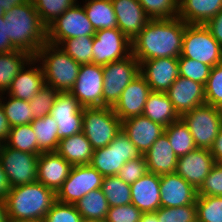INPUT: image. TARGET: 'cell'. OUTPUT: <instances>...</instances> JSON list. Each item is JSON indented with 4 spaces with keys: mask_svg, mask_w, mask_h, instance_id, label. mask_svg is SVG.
Masks as SVG:
<instances>
[{
    "mask_svg": "<svg viewBox=\"0 0 222 222\" xmlns=\"http://www.w3.org/2000/svg\"><path fill=\"white\" fill-rule=\"evenodd\" d=\"M184 33L185 22L179 17L150 19L132 40V54L139 63L155 58H178Z\"/></svg>",
    "mask_w": 222,
    "mask_h": 222,
    "instance_id": "obj_1",
    "label": "cell"
},
{
    "mask_svg": "<svg viewBox=\"0 0 222 222\" xmlns=\"http://www.w3.org/2000/svg\"><path fill=\"white\" fill-rule=\"evenodd\" d=\"M4 19L13 47L35 57L47 42V27L42 23L32 0L13 6L4 14Z\"/></svg>",
    "mask_w": 222,
    "mask_h": 222,
    "instance_id": "obj_2",
    "label": "cell"
},
{
    "mask_svg": "<svg viewBox=\"0 0 222 222\" xmlns=\"http://www.w3.org/2000/svg\"><path fill=\"white\" fill-rule=\"evenodd\" d=\"M56 201V193L40 182L11 188L5 200L8 220L43 222Z\"/></svg>",
    "mask_w": 222,
    "mask_h": 222,
    "instance_id": "obj_3",
    "label": "cell"
},
{
    "mask_svg": "<svg viewBox=\"0 0 222 222\" xmlns=\"http://www.w3.org/2000/svg\"><path fill=\"white\" fill-rule=\"evenodd\" d=\"M34 58L41 62L46 85L58 92H70L73 89L81 65L58 45L46 42Z\"/></svg>",
    "mask_w": 222,
    "mask_h": 222,
    "instance_id": "obj_4",
    "label": "cell"
},
{
    "mask_svg": "<svg viewBox=\"0 0 222 222\" xmlns=\"http://www.w3.org/2000/svg\"><path fill=\"white\" fill-rule=\"evenodd\" d=\"M121 130L122 121L112 107L83 108L82 132L94 150L109 145Z\"/></svg>",
    "mask_w": 222,
    "mask_h": 222,
    "instance_id": "obj_5",
    "label": "cell"
},
{
    "mask_svg": "<svg viewBox=\"0 0 222 222\" xmlns=\"http://www.w3.org/2000/svg\"><path fill=\"white\" fill-rule=\"evenodd\" d=\"M181 56L214 67L222 63V46L204 24H186Z\"/></svg>",
    "mask_w": 222,
    "mask_h": 222,
    "instance_id": "obj_6",
    "label": "cell"
},
{
    "mask_svg": "<svg viewBox=\"0 0 222 222\" xmlns=\"http://www.w3.org/2000/svg\"><path fill=\"white\" fill-rule=\"evenodd\" d=\"M180 118L192 134L196 147L210 150L222 127V109L204 104Z\"/></svg>",
    "mask_w": 222,
    "mask_h": 222,
    "instance_id": "obj_7",
    "label": "cell"
},
{
    "mask_svg": "<svg viewBox=\"0 0 222 222\" xmlns=\"http://www.w3.org/2000/svg\"><path fill=\"white\" fill-rule=\"evenodd\" d=\"M141 156L139 149L121 130L109 145L94 150L90 165L104 177L113 176L126 162Z\"/></svg>",
    "mask_w": 222,
    "mask_h": 222,
    "instance_id": "obj_8",
    "label": "cell"
},
{
    "mask_svg": "<svg viewBox=\"0 0 222 222\" xmlns=\"http://www.w3.org/2000/svg\"><path fill=\"white\" fill-rule=\"evenodd\" d=\"M103 68V106L113 107L125 87L140 74V63L134 55L108 63Z\"/></svg>",
    "mask_w": 222,
    "mask_h": 222,
    "instance_id": "obj_9",
    "label": "cell"
},
{
    "mask_svg": "<svg viewBox=\"0 0 222 222\" xmlns=\"http://www.w3.org/2000/svg\"><path fill=\"white\" fill-rule=\"evenodd\" d=\"M96 33L84 8L77 2L47 27V42L60 45L64 40Z\"/></svg>",
    "mask_w": 222,
    "mask_h": 222,
    "instance_id": "obj_10",
    "label": "cell"
},
{
    "mask_svg": "<svg viewBox=\"0 0 222 222\" xmlns=\"http://www.w3.org/2000/svg\"><path fill=\"white\" fill-rule=\"evenodd\" d=\"M38 157V154L21 152L3 144L0 162L11 188L37 182Z\"/></svg>",
    "mask_w": 222,
    "mask_h": 222,
    "instance_id": "obj_11",
    "label": "cell"
},
{
    "mask_svg": "<svg viewBox=\"0 0 222 222\" xmlns=\"http://www.w3.org/2000/svg\"><path fill=\"white\" fill-rule=\"evenodd\" d=\"M104 176L91 165L72 166L69 176L56 193V200L75 204L90 191L100 189Z\"/></svg>",
    "mask_w": 222,
    "mask_h": 222,
    "instance_id": "obj_12",
    "label": "cell"
},
{
    "mask_svg": "<svg viewBox=\"0 0 222 222\" xmlns=\"http://www.w3.org/2000/svg\"><path fill=\"white\" fill-rule=\"evenodd\" d=\"M92 49V63L103 66L130 56L132 42L118 28L100 29L94 34Z\"/></svg>",
    "mask_w": 222,
    "mask_h": 222,
    "instance_id": "obj_13",
    "label": "cell"
},
{
    "mask_svg": "<svg viewBox=\"0 0 222 222\" xmlns=\"http://www.w3.org/2000/svg\"><path fill=\"white\" fill-rule=\"evenodd\" d=\"M70 93L84 107H103V68L94 63L80 66Z\"/></svg>",
    "mask_w": 222,
    "mask_h": 222,
    "instance_id": "obj_14",
    "label": "cell"
},
{
    "mask_svg": "<svg viewBox=\"0 0 222 222\" xmlns=\"http://www.w3.org/2000/svg\"><path fill=\"white\" fill-rule=\"evenodd\" d=\"M50 115L57 122L59 140L82 132L83 107L70 92H58Z\"/></svg>",
    "mask_w": 222,
    "mask_h": 222,
    "instance_id": "obj_15",
    "label": "cell"
},
{
    "mask_svg": "<svg viewBox=\"0 0 222 222\" xmlns=\"http://www.w3.org/2000/svg\"><path fill=\"white\" fill-rule=\"evenodd\" d=\"M140 75L153 92H166L179 77L178 58L165 57L140 63Z\"/></svg>",
    "mask_w": 222,
    "mask_h": 222,
    "instance_id": "obj_16",
    "label": "cell"
},
{
    "mask_svg": "<svg viewBox=\"0 0 222 222\" xmlns=\"http://www.w3.org/2000/svg\"><path fill=\"white\" fill-rule=\"evenodd\" d=\"M214 164L210 150L196 148L178 158L175 172L198 190Z\"/></svg>",
    "mask_w": 222,
    "mask_h": 222,
    "instance_id": "obj_17",
    "label": "cell"
},
{
    "mask_svg": "<svg viewBox=\"0 0 222 222\" xmlns=\"http://www.w3.org/2000/svg\"><path fill=\"white\" fill-rule=\"evenodd\" d=\"M151 92L147 81L139 74L125 87L119 100L112 107L115 115L121 121L142 115Z\"/></svg>",
    "mask_w": 222,
    "mask_h": 222,
    "instance_id": "obj_18",
    "label": "cell"
},
{
    "mask_svg": "<svg viewBox=\"0 0 222 222\" xmlns=\"http://www.w3.org/2000/svg\"><path fill=\"white\" fill-rule=\"evenodd\" d=\"M166 94L180 117L206 104L204 85L181 76L175 80Z\"/></svg>",
    "mask_w": 222,
    "mask_h": 222,
    "instance_id": "obj_19",
    "label": "cell"
},
{
    "mask_svg": "<svg viewBox=\"0 0 222 222\" xmlns=\"http://www.w3.org/2000/svg\"><path fill=\"white\" fill-rule=\"evenodd\" d=\"M161 207L194 204L197 190L176 172L160 175Z\"/></svg>",
    "mask_w": 222,
    "mask_h": 222,
    "instance_id": "obj_20",
    "label": "cell"
},
{
    "mask_svg": "<svg viewBox=\"0 0 222 222\" xmlns=\"http://www.w3.org/2000/svg\"><path fill=\"white\" fill-rule=\"evenodd\" d=\"M117 19V28L132 42L150 18L138 0H111Z\"/></svg>",
    "mask_w": 222,
    "mask_h": 222,
    "instance_id": "obj_21",
    "label": "cell"
},
{
    "mask_svg": "<svg viewBox=\"0 0 222 222\" xmlns=\"http://www.w3.org/2000/svg\"><path fill=\"white\" fill-rule=\"evenodd\" d=\"M165 127L140 115L122 121V131L145 155L152 144L164 133Z\"/></svg>",
    "mask_w": 222,
    "mask_h": 222,
    "instance_id": "obj_22",
    "label": "cell"
},
{
    "mask_svg": "<svg viewBox=\"0 0 222 222\" xmlns=\"http://www.w3.org/2000/svg\"><path fill=\"white\" fill-rule=\"evenodd\" d=\"M71 168L72 165L56 151L41 153L37 161V182L57 193L69 176Z\"/></svg>",
    "mask_w": 222,
    "mask_h": 222,
    "instance_id": "obj_23",
    "label": "cell"
},
{
    "mask_svg": "<svg viewBox=\"0 0 222 222\" xmlns=\"http://www.w3.org/2000/svg\"><path fill=\"white\" fill-rule=\"evenodd\" d=\"M36 63H38V61L33 57L13 79L9 90L2 95L7 94L21 100H31L45 85L41 64L39 66V63L38 65H36ZM29 65L32 66L30 67Z\"/></svg>",
    "mask_w": 222,
    "mask_h": 222,
    "instance_id": "obj_24",
    "label": "cell"
},
{
    "mask_svg": "<svg viewBox=\"0 0 222 222\" xmlns=\"http://www.w3.org/2000/svg\"><path fill=\"white\" fill-rule=\"evenodd\" d=\"M130 187L131 203L142 213L155 212L161 207L160 175L148 172L130 184Z\"/></svg>",
    "mask_w": 222,
    "mask_h": 222,
    "instance_id": "obj_25",
    "label": "cell"
},
{
    "mask_svg": "<svg viewBox=\"0 0 222 222\" xmlns=\"http://www.w3.org/2000/svg\"><path fill=\"white\" fill-rule=\"evenodd\" d=\"M144 156L149 173L163 175L176 171L178 157L165 133L152 144Z\"/></svg>",
    "mask_w": 222,
    "mask_h": 222,
    "instance_id": "obj_26",
    "label": "cell"
},
{
    "mask_svg": "<svg viewBox=\"0 0 222 222\" xmlns=\"http://www.w3.org/2000/svg\"><path fill=\"white\" fill-rule=\"evenodd\" d=\"M222 9V0H179L178 16L186 24H206Z\"/></svg>",
    "mask_w": 222,
    "mask_h": 222,
    "instance_id": "obj_27",
    "label": "cell"
},
{
    "mask_svg": "<svg viewBox=\"0 0 222 222\" xmlns=\"http://www.w3.org/2000/svg\"><path fill=\"white\" fill-rule=\"evenodd\" d=\"M56 152L72 166L90 165L94 149L84 133L80 132L61 139Z\"/></svg>",
    "mask_w": 222,
    "mask_h": 222,
    "instance_id": "obj_28",
    "label": "cell"
},
{
    "mask_svg": "<svg viewBox=\"0 0 222 222\" xmlns=\"http://www.w3.org/2000/svg\"><path fill=\"white\" fill-rule=\"evenodd\" d=\"M143 116L164 127L180 119L166 92H151L146 100Z\"/></svg>",
    "mask_w": 222,
    "mask_h": 222,
    "instance_id": "obj_29",
    "label": "cell"
},
{
    "mask_svg": "<svg viewBox=\"0 0 222 222\" xmlns=\"http://www.w3.org/2000/svg\"><path fill=\"white\" fill-rule=\"evenodd\" d=\"M32 58V55L21 50L0 53V94L9 90L13 79Z\"/></svg>",
    "mask_w": 222,
    "mask_h": 222,
    "instance_id": "obj_30",
    "label": "cell"
},
{
    "mask_svg": "<svg viewBox=\"0 0 222 222\" xmlns=\"http://www.w3.org/2000/svg\"><path fill=\"white\" fill-rule=\"evenodd\" d=\"M84 11L95 31L117 28V19L111 0H85Z\"/></svg>",
    "mask_w": 222,
    "mask_h": 222,
    "instance_id": "obj_31",
    "label": "cell"
},
{
    "mask_svg": "<svg viewBox=\"0 0 222 222\" xmlns=\"http://www.w3.org/2000/svg\"><path fill=\"white\" fill-rule=\"evenodd\" d=\"M75 206L83 220L99 221L106 220L110 208L101 188L90 191L77 201Z\"/></svg>",
    "mask_w": 222,
    "mask_h": 222,
    "instance_id": "obj_32",
    "label": "cell"
},
{
    "mask_svg": "<svg viewBox=\"0 0 222 222\" xmlns=\"http://www.w3.org/2000/svg\"><path fill=\"white\" fill-rule=\"evenodd\" d=\"M31 125L36 135L39 150L42 153L57 151L60 140L57 137L58 125L55 119L49 114L35 118Z\"/></svg>",
    "mask_w": 222,
    "mask_h": 222,
    "instance_id": "obj_33",
    "label": "cell"
},
{
    "mask_svg": "<svg viewBox=\"0 0 222 222\" xmlns=\"http://www.w3.org/2000/svg\"><path fill=\"white\" fill-rule=\"evenodd\" d=\"M164 133L178 158L197 148L192 134L181 118L165 127Z\"/></svg>",
    "mask_w": 222,
    "mask_h": 222,
    "instance_id": "obj_34",
    "label": "cell"
},
{
    "mask_svg": "<svg viewBox=\"0 0 222 222\" xmlns=\"http://www.w3.org/2000/svg\"><path fill=\"white\" fill-rule=\"evenodd\" d=\"M8 147L21 152L40 155L36 135L31 124L17 125L10 128L8 139L4 142Z\"/></svg>",
    "mask_w": 222,
    "mask_h": 222,
    "instance_id": "obj_35",
    "label": "cell"
},
{
    "mask_svg": "<svg viewBox=\"0 0 222 222\" xmlns=\"http://www.w3.org/2000/svg\"><path fill=\"white\" fill-rule=\"evenodd\" d=\"M101 189L110 207L131 204L130 184L117 175L104 177Z\"/></svg>",
    "mask_w": 222,
    "mask_h": 222,
    "instance_id": "obj_36",
    "label": "cell"
},
{
    "mask_svg": "<svg viewBox=\"0 0 222 222\" xmlns=\"http://www.w3.org/2000/svg\"><path fill=\"white\" fill-rule=\"evenodd\" d=\"M8 96V101L0 94V103L5 112L10 127L24 124H31L33 121L30 104L27 100H21ZM4 100V101H3ZM6 101V102H5Z\"/></svg>",
    "mask_w": 222,
    "mask_h": 222,
    "instance_id": "obj_37",
    "label": "cell"
},
{
    "mask_svg": "<svg viewBox=\"0 0 222 222\" xmlns=\"http://www.w3.org/2000/svg\"><path fill=\"white\" fill-rule=\"evenodd\" d=\"M94 36H79L64 40L59 47L78 64H90L93 61Z\"/></svg>",
    "mask_w": 222,
    "mask_h": 222,
    "instance_id": "obj_38",
    "label": "cell"
},
{
    "mask_svg": "<svg viewBox=\"0 0 222 222\" xmlns=\"http://www.w3.org/2000/svg\"><path fill=\"white\" fill-rule=\"evenodd\" d=\"M42 23L48 27L61 16L67 9L73 7L77 0H32Z\"/></svg>",
    "mask_w": 222,
    "mask_h": 222,
    "instance_id": "obj_39",
    "label": "cell"
},
{
    "mask_svg": "<svg viewBox=\"0 0 222 222\" xmlns=\"http://www.w3.org/2000/svg\"><path fill=\"white\" fill-rule=\"evenodd\" d=\"M196 216L200 222H222V196H197Z\"/></svg>",
    "mask_w": 222,
    "mask_h": 222,
    "instance_id": "obj_40",
    "label": "cell"
},
{
    "mask_svg": "<svg viewBox=\"0 0 222 222\" xmlns=\"http://www.w3.org/2000/svg\"><path fill=\"white\" fill-rule=\"evenodd\" d=\"M179 0H138L150 19H170L178 16Z\"/></svg>",
    "mask_w": 222,
    "mask_h": 222,
    "instance_id": "obj_41",
    "label": "cell"
},
{
    "mask_svg": "<svg viewBox=\"0 0 222 222\" xmlns=\"http://www.w3.org/2000/svg\"><path fill=\"white\" fill-rule=\"evenodd\" d=\"M178 65L179 76L199 82L205 86L210 75L211 66L181 55L178 57Z\"/></svg>",
    "mask_w": 222,
    "mask_h": 222,
    "instance_id": "obj_42",
    "label": "cell"
},
{
    "mask_svg": "<svg viewBox=\"0 0 222 222\" xmlns=\"http://www.w3.org/2000/svg\"><path fill=\"white\" fill-rule=\"evenodd\" d=\"M158 222H194L196 216V204L178 207H160L155 211Z\"/></svg>",
    "mask_w": 222,
    "mask_h": 222,
    "instance_id": "obj_43",
    "label": "cell"
},
{
    "mask_svg": "<svg viewBox=\"0 0 222 222\" xmlns=\"http://www.w3.org/2000/svg\"><path fill=\"white\" fill-rule=\"evenodd\" d=\"M57 94V90L45 84L42 89L28 101L32 111L33 120L50 114V110L55 102Z\"/></svg>",
    "mask_w": 222,
    "mask_h": 222,
    "instance_id": "obj_44",
    "label": "cell"
},
{
    "mask_svg": "<svg viewBox=\"0 0 222 222\" xmlns=\"http://www.w3.org/2000/svg\"><path fill=\"white\" fill-rule=\"evenodd\" d=\"M204 87L206 104L222 109V63L211 68Z\"/></svg>",
    "mask_w": 222,
    "mask_h": 222,
    "instance_id": "obj_45",
    "label": "cell"
},
{
    "mask_svg": "<svg viewBox=\"0 0 222 222\" xmlns=\"http://www.w3.org/2000/svg\"><path fill=\"white\" fill-rule=\"evenodd\" d=\"M83 219L75 204L55 201L43 222H82Z\"/></svg>",
    "mask_w": 222,
    "mask_h": 222,
    "instance_id": "obj_46",
    "label": "cell"
},
{
    "mask_svg": "<svg viewBox=\"0 0 222 222\" xmlns=\"http://www.w3.org/2000/svg\"><path fill=\"white\" fill-rule=\"evenodd\" d=\"M197 196H222V163H215L203 184L197 190Z\"/></svg>",
    "mask_w": 222,
    "mask_h": 222,
    "instance_id": "obj_47",
    "label": "cell"
},
{
    "mask_svg": "<svg viewBox=\"0 0 222 222\" xmlns=\"http://www.w3.org/2000/svg\"><path fill=\"white\" fill-rule=\"evenodd\" d=\"M146 173H148L146 159L142 155L126 162L117 173V176L125 183L132 184Z\"/></svg>",
    "mask_w": 222,
    "mask_h": 222,
    "instance_id": "obj_48",
    "label": "cell"
},
{
    "mask_svg": "<svg viewBox=\"0 0 222 222\" xmlns=\"http://www.w3.org/2000/svg\"><path fill=\"white\" fill-rule=\"evenodd\" d=\"M142 212L132 203L110 207L105 222H139Z\"/></svg>",
    "mask_w": 222,
    "mask_h": 222,
    "instance_id": "obj_49",
    "label": "cell"
},
{
    "mask_svg": "<svg viewBox=\"0 0 222 222\" xmlns=\"http://www.w3.org/2000/svg\"><path fill=\"white\" fill-rule=\"evenodd\" d=\"M205 26L210 30L213 38L222 46V9Z\"/></svg>",
    "mask_w": 222,
    "mask_h": 222,
    "instance_id": "obj_50",
    "label": "cell"
},
{
    "mask_svg": "<svg viewBox=\"0 0 222 222\" xmlns=\"http://www.w3.org/2000/svg\"><path fill=\"white\" fill-rule=\"evenodd\" d=\"M10 39L8 38L7 23L4 16L0 17V53L15 51Z\"/></svg>",
    "mask_w": 222,
    "mask_h": 222,
    "instance_id": "obj_51",
    "label": "cell"
},
{
    "mask_svg": "<svg viewBox=\"0 0 222 222\" xmlns=\"http://www.w3.org/2000/svg\"><path fill=\"white\" fill-rule=\"evenodd\" d=\"M210 152L215 160V163H222V127L214 140Z\"/></svg>",
    "mask_w": 222,
    "mask_h": 222,
    "instance_id": "obj_52",
    "label": "cell"
},
{
    "mask_svg": "<svg viewBox=\"0 0 222 222\" xmlns=\"http://www.w3.org/2000/svg\"><path fill=\"white\" fill-rule=\"evenodd\" d=\"M10 190L11 186L0 162V199L5 201Z\"/></svg>",
    "mask_w": 222,
    "mask_h": 222,
    "instance_id": "obj_53",
    "label": "cell"
},
{
    "mask_svg": "<svg viewBox=\"0 0 222 222\" xmlns=\"http://www.w3.org/2000/svg\"><path fill=\"white\" fill-rule=\"evenodd\" d=\"M10 128L11 127L8 123V120L5 116V112L0 103V140L3 143L8 139Z\"/></svg>",
    "mask_w": 222,
    "mask_h": 222,
    "instance_id": "obj_54",
    "label": "cell"
},
{
    "mask_svg": "<svg viewBox=\"0 0 222 222\" xmlns=\"http://www.w3.org/2000/svg\"><path fill=\"white\" fill-rule=\"evenodd\" d=\"M29 0H0V7L6 12L10 11L13 6L25 4Z\"/></svg>",
    "mask_w": 222,
    "mask_h": 222,
    "instance_id": "obj_55",
    "label": "cell"
},
{
    "mask_svg": "<svg viewBox=\"0 0 222 222\" xmlns=\"http://www.w3.org/2000/svg\"><path fill=\"white\" fill-rule=\"evenodd\" d=\"M139 222H158L157 215L155 212H144Z\"/></svg>",
    "mask_w": 222,
    "mask_h": 222,
    "instance_id": "obj_56",
    "label": "cell"
},
{
    "mask_svg": "<svg viewBox=\"0 0 222 222\" xmlns=\"http://www.w3.org/2000/svg\"><path fill=\"white\" fill-rule=\"evenodd\" d=\"M8 214L6 209V203L0 199V222H8Z\"/></svg>",
    "mask_w": 222,
    "mask_h": 222,
    "instance_id": "obj_57",
    "label": "cell"
},
{
    "mask_svg": "<svg viewBox=\"0 0 222 222\" xmlns=\"http://www.w3.org/2000/svg\"><path fill=\"white\" fill-rule=\"evenodd\" d=\"M8 222H41L35 220H9Z\"/></svg>",
    "mask_w": 222,
    "mask_h": 222,
    "instance_id": "obj_58",
    "label": "cell"
},
{
    "mask_svg": "<svg viewBox=\"0 0 222 222\" xmlns=\"http://www.w3.org/2000/svg\"><path fill=\"white\" fill-rule=\"evenodd\" d=\"M82 222H105V221H99V220H83Z\"/></svg>",
    "mask_w": 222,
    "mask_h": 222,
    "instance_id": "obj_59",
    "label": "cell"
},
{
    "mask_svg": "<svg viewBox=\"0 0 222 222\" xmlns=\"http://www.w3.org/2000/svg\"><path fill=\"white\" fill-rule=\"evenodd\" d=\"M4 14H5V11L2 9V7H0V17L4 16Z\"/></svg>",
    "mask_w": 222,
    "mask_h": 222,
    "instance_id": "obj_60",
    "label": "cell"
},
{
    "mask_svg": "<svg viewBox=\"0 0 222 222\" xmlns=\"http://www.w3.org/2000/svg\"><path fill=\"white\" fill-rule=\"evenodd\" d=\"M3 144L4 143L0 140V153H1V149H2Z\"/></svg>",
    "mask_w": 222,
    "mask_h": 222,
    "instance_id": "obj_61",
    "label": "cell"
}]
</instances>
